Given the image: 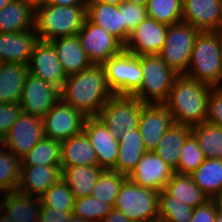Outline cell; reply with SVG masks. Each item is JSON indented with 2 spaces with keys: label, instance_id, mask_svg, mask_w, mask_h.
Wrapping results in <instances>:
<instances>
[{
  "label": "cell",
  "instance_id": "obj_49",
  "mask_svg": "<svg viewBox=\"0 0 222 222\" xmlns=\"http://www.w3.org/2000/svg\"><path fill=\"white\" fill-rule=\"evenodd\" d=\"M219 212H222V190L213 198Z\"/></svg>",
  "mask_w": 222,
  "mask_h": 222
},
{
  "label": "cell",
  "instance_id": "obj_10",
  "mask_svg": "<svg viewBox=\"0 0 222 222\" xmlns=\"http://www.w3.org/2000/svg\"><path fill=\"white\" fill-rule=\"evenodd\" d=\"M59 100V88L28 73L19 100L22 113L43 119Z\"/></svg>",
  "mask_w": 222,
  "mask_h": 222
},
{
  "label": "cell",
  "instance_id": "obj_59",
  "mask_svg": "<svg viewBox=\"0 0 222 222\" xmlns=\"http://www.w3.org/2000/svg\"><path fill=\"white\" fill-rule=\"evenodd\" d=\"M36 222H44V221L40 218Z\"/></svg>",
  "mask_w": 222,
  "mask_h": 222
},
{
  "label": "cell",
  "instance_id": "obj_21",
  "mask_svg": "<svg viewBox=\"0 0 222 222\" xmlns=\"http://www.w3.org/2000/svg\"><path fill=\"white\" fill-rule=\"evenodd\" d=\"M87 19L113 35L123 45L128 42L131 33L123 25L120 6L105 1L88 0Z\"/></svg>",
  "mask_w": 222,
  "mask_h": 222
},
{
  "label": "cell",
  "instance_id": "obj_18",
  "mask_svg": "<svg viewBox=\"0 0 222 222\" xmlns=\"http://www.w3.org/2000/svg\"><path fill=\"white\" fill-rule=\"evenodd\" d=\"M173 174L174 170L158 154L147 151L128 178L138 186L160 191Z\"/></svg>",
  "mask_w": 222,
  "mask_h": 222
},
{
  "label": "cell",
  "instance_id": "obj_54",
  "mask_svg": "<svg viewBox=\"0 0 222 222\" xmlns=\"http://www.w3.org/2000/svg\"><path fill=\"white\" fill-rule=\"evenodd\" d=\"M219 49H220V59H221V66H222V34L219 33Z\"/></svg>",
  "mask_w": 222,
  "mask_h": 222
},
{
  "label": "cell",
  "instance_id": "obj_25",
  "mask_svg": "<svg viewBox=\"0 0 222 222\" xmlns=\"http://www.w3.org/2000/svg\"><path fill=\"white\" fill-rule=\"evenodd\" d=\"M35 8L23 0H13L0 10V33L34 29Z\"/></svg>",
  "mask_w": 222,
  "mask_h": 222
},
{
  "label": "cell",
  "instance_id": "obj_37",
  "mask_svg": "<svg viewBox=\"0 0 222 222\" xmlns=\"http://www.w3.org/2000/svg\"><path fill=\"white\" fill-rule=\"evenodd\" d=\"M193 208L177 201L164 189L159 191L158 219L162 222H189L192 219Z\"/></svg>",
  "mask_w": 222,
  "mask_h": 222
},
{
  "label": "cell",
  "instance_id": "obj_11",
  "mask_svg": "<svg viewBox=\"0 0 222 222\" xmlns=\"http://www.w3.org/2000/svg\"><path fill=\"white\" fill-rule=\"evenodd\" d=\"M86 118L82 112L60 99L42 119L44 136L65 141L83 131Z\"/></svg>",
  "mask_w": 222,
  "mask_h": 222
},
{
  "label": "cell",
  "instance_id": "obj_41",
  "mask_svg": "<svg viewBox=\"0 0 222 222\" xmlns=\"http://www.w3.org/2000/svg\"><path fill=\"white\" fill-rule=\"evenodd\" d=\"M113 207L93 196L76 198L73 213L89 222H101Z\"/></svg>",
  "mask_w": 222,
  "mask_h": 222
},
{
  "label": "cell",
  "instance_id": "obj_36",
  "mask_svg": "<svg viewBox=\"0 0 222 222\" xmlns=\"http://www.w3.org/2000/svg\"><path fill=\"white\" fill-rule=\"evenodd\" d=\"M127 178L128 176L117 171L103 170L92 190L91 196L113 207L115 198Z\"/></svg>",
  "mask_w": 222,
  "mask_h": 222
},
{
  "label": "cell",
  "instance_id": "obj_27",
  "mask_svg": "<svg viewBox=\"0 0 222 222\" xmlns=\"http://www.w3.org/2000/svg\"><path fill=\"white\" fill-rule=\"evenodd\" d=\"M143 140L138 128L123 133L119 140L116 165L112 170L129 176L147 152Z\"/></svg>",
  "mask_w": 222,
  "mask_h": 222
},
{
  "label": "cell",
  "instance_id": "obj_43",
  "mask_svg": "<svg viewBox=\"0 0 222 222\" xmlns=\"http://www.w3.org/2000/svg\"><path fill=\"white\" fill-rule=\"evenodd\" d=\"M21 114L19 103H0V142Z\"/></svg>",
  "mask_w": 222,
  "mask_h": 222
},
{
  "label": "cell",
  "instance_id": "obj_39",
  "mask_svg": "<svg viewBox=\"0 0 222 222\" xmlns=\"http://www.w3.org/2000/svg\"><path fill=\"white\" fill-rule=\"evenodd\" d=\"M183 0H148L147 15L157 22L173 25L182 21Z\"/></svg>",
  "mask_w": 222,
  "mask_h": 222
},
{
  "label": "cell",
  "instance_id": "obj_17",
  "mask_svg": "<svg viewBox=\"0 0 222 222\" xmlns=\"http://www.w3.org/2000/svg\"><path fill=\"white\" fill-rule=\"evenodd\" d=\"M83 131L95 150L98 166L104 170H112L118 158L119 140L96 117L86 118Z\"/></svg>",
  "mask_w": 222,
  "mask_h": 222
},
{
  "label": "cell",
  "instance_id": "obj_16",
  "mask_svg": "<svg viewBox=\"0 0 222 222\" xmlns=\"http://www.w3.org/2000/svg\"><path fill=\"white\" fill-rule=\"evenodd\" d=\"M172 114L163 104L146 103L141 111L138 130L147 151H154L163 134L174 124Z\"/></svg>",
  "mask_w": 222,
  "mask_h": 222
},
{
  "label": "cell",
  "instance_id": "obj_6",
  "mask_svg": "<svg viewBox=\"0 0 222 222\" xmlns=\"http://www.w3.org/2000/svg\"><path fill=\"white\" fill-rule=\"evenodd\" d=\"M141 69L143 80L140 88L132 96L144 103L162 104L178 74L158 55L141 56Z\"/></svg>",
  "mask_w": 222,
  "mask_h": 222
},
{
  "label": "cell",
  "instance_id": "obj_45",
  "mask_svg": "<svg viewBox=\"0 0 222 222\" xmlns=\"http://www.w3.org/2000/svg\"><path fill=\"white\" fill-rule=\"evenodd\" d=\"M218 213L216 202L213 199L193 209L192 219L189 222H215Z\"/></svg>",
  "mask_w": 222,
  "mask_h": 222
},
{
  "label": "cell",
  "instance_id": "obj_1",
  "mask_svg": "<svg viewBox=\"0 0 222 222\" xmlns=\"http://www.w3.org/2000/svg\"><path fill=\"white\" fill-rule=\"evenodd\" d=\"M113 95L108 88L103 65L95 64L67 76L60 89V99L86 117H96Z\"/></svg>",
  "mask_w": 222,
  "mask_h": 222
},
{
  "label": "cell",
  "instance_id": "obj_24",
  "mask_svg": "<svg viewBox=\"0 0 222 222\" xmlns=\"http://www.w3.org/2000/svg\"><path fill=\"white\" fill-rule=\"evenodd\" d=\"M67 76L90 67L92 63L84 52L79 36L60 37L50 41Z\"/></svg>",
  "mask_w": 222,
  "mask_h": 222
},
{
  "label": "cell",
  "instance_id": "obj_35",
  "mask_svg": "<svg viewBox=\"0 0 222 222\" xmlns=\"http://www.w3.org/2000/svg\"><path fill=\"white\" fill-rule=\"evenodd\" d=\"M20 173L21 159L0 144V196L17 190Z\"/></svg>",
  "mask_w": 222,
  "mask_h": 222
},
{
  "label": "cell",
  "instance_id": "obj_58",
  "mask_svg": "<svg viewBox=\"0 0 222 222\" xmlns=\"http://www.w3.org/2000/svg\"><path fill=\"white\" fill-rule=\"evenodd\" d=\"M149 222H162V221H161V220H159V219H156V220L149 221Z\"/></svg>",
  "mask_w": 222,
  "mask_h": 222
},
{
  "label": "cell",
  "instance_id": "obj_44",
  "mask_svg": "<svg viewBox=\"0 0 222 222\" xmlns=\"http://www.w3.org/2000/svg\"><path fill=\"white\" fill-rule=\"evenodd\" d=\"M206 121L222 127V85L212 87Z\"/></svg>",
  "mask_w": 222,
  "mask_h": 222
},
{
  "label": "cell",
  "instance_id": "obj_14",
  "mask_svg": "<svg viewBox=\"0 0 222 222\" xmlns=\"http://www.w3.org/2000/svg\"><path fill=\"white\" fill-rule=\"evenodd\" d=\"M168 25L146 17L130 34L124 49L136 56L158 55L166 40Z\"/></svg>",
  "mask_w": 222,
  "mask_h": 222
},
{
  "label": "cell",
  "instance_id": "obj_23",
  "mask_svg": "<svg viewBox=\"0 0 222 222\" xmlns=\"http://www.w3.org/2000/svg\"><path fill=\"white\" fill-rule=\"evenodd\" d=\"M62 175L61 165L21 166L17 191L41 197Z\"/></svg>",
  "mask_w": 222,
  "mask_h": 222
},
{
  "label": "cell",
  "instance_id": "obj_51",
  "mask_svg": "<svg viewBox=\"0 0 222 222\" xmlns=\"http://www.w3.org/2000/svg\"><path fill=\"white\" fill-rule=\"evenodd\" d=\"M68 222H89V221L82 219L80 216H77L74 213H71V216Z\"/></svg>",
  "mask_w": 222,
  "mask_h": 222
},
{
  "label": "cell",
  "instance_id": "obj_7",
  "mask_svg": "<svg viewBox=\"0 0 222 222\" xmlns=\"http://www.w3.org/2000/svg\"><path fill=\"white\" fill-rule=\"evenodd\" d=\"M201 31L181 21L168 25L166 40L158 56L178 75H185L190 65L192 49Z\"/></svg>",
  "mask_w": 222,
  "mask_h": 222
},
{
  "label": "cell",
  "instance_id": "obj_42",
  "mask_svg": "<svg viewBox=\"0 0 222 222\" xmlns=\"http://www.w3.org/2000/svg\"><path fill=\"white\" fill-rule=\"evenodd\" d=\"M123 25L131 33L148 15L145 6L125 1L120 5Z\"/></svg>",
  "mask_w": 222,
  "mask_h": 222
},
{
  "label": "cell",
  "instance_id": "obj_52",
  "mask_svg": "<svg viewBox=\"0 0 222 222\" xmlns=\"http://www.w3.org/2000/svg\"><path fill=\"white\" fill-rule=\"evenodd\" d=\"M98 1H105L109 4H114L120 6L122 3H124L126 0H98Z\"/></svg>",
  "mask_w": 222,
  "mask_h": 222
},
{
  "label": "cell",
  "instance_id": "obj_3",
  "mask_svg": "<svg viewBox=\"0 0 222 222\" xmlns=\"http://www.w3.org/2000/svg\"><path fill=\"white\" fill-rule=\"evenodd\" d=\"M87 19V6L42 4L35 8V27L39 40L52 41L77 35Z\"/></svg>",
  "mask_w": 222,
  "mask_h": 222
},
{
  "label": "cell",
  "instance_id": "obj_40",
  "mask_svg": "<svg viewBox=\"0 0 222 222\" xmlns=\"http://www.w3.org/2000/svg\"><path fill=\"white\" fill-rule=\"evenodd\" d=\"M206 157L200 148L197 139L191 133L185 140L181 149L179 164L174 173L190 175L204 161Z\"/></svg>",
  "mask_w": 222,
  "mask_h": 222
},
{
  "label": "cell",
  "instance_id": "obj_57",
  "mask_svg": "<svg viewBox=\"0 0 222 222\" xmlns=\"http://www.w3.org/2000/svg\"><path fill=\"white\" fill-rule=\"evenodd\" d=\"M216 32H219L220 34H222V17H221V21Z\"/></svg>",
  "mask_w": 222,
  "mask_h": 222
},
{
  "label": "cell",
  "instance_id": "obj_2",
  "mask_svg": "<svg viewBox=\"0 0 222 222\" xmlns=\"http://www.w3.org/2000/svg\"><path fill=\"white\" fill-rule=\"evenodd\" d=\"M211 85L178 75L162 103L176 124L193 127L206 121Z\"/></svg>",
  "mask_w": 222,
  "mask_h": 222
},
{
  "label": "cell",
  "instance_id": "obj_31",
  "mask_svg": "<svg viewBox=\"0 0 222 222\" xmlns=\"http://www.w3.org/2000/svg\"><path fill=\"white\" fill-rule=\"evenodd\" d=\"M163 189L177 201H181L193 209L210 200L193 182L190 175L174 173Z\"/></svg>",
  "mask_w": 222,
  "mask_h": 222
},
{
  "label": "cell",
  "instance_id": "obj_30",
  "mask_svg": "<svg viewBox=\"0 0 222 222\" xmlns=\"http://www.w3.org/2000/svg\"><path fill=\"white\" fill-rule=\"evenodd\" d=\"M190 134L191 127L174 123L163 134L154 150L174 171L178 167L183 144Z\"/></svg>",
  "mask_w": 222,
  "mask_h": 222
},
{
  "label": "cell",
  "instance_id": "obj_20",
  "mask_svg": "<svg viewBox=\"0 0 222 222\" xmlns=\"http://www.w3.org/2000/svg\"><path fill=\"white\" fill-rule=\"evenodd\" d=\"M222 17V0H183L182 21L200 31H217Z\"/></svg>",
  "mask_w": 222,
  "mask_h": 222
},
{
  "label": "cell",
  "instance_id": "obj_46",
  "mask_svg": "<svg viewBox=\"0 0 222 222\" xmlns=\"http://www.w3.org/2000/svg\"><path fill=\"white\" fill-rule=\"evenodd\" d=\"M73 212L58 211L52 208L41 207V219L44 222H68Z\"/></svg>",
  "mask_w": 222,
  "mask_h": 222
},
{
  "label": "cell",
  "instance_id": "obj_50",
  "mask_svg": "<svg viewBox=\"0 0 222 222\" xmlns=\"http://www.w3.org/2000/svg\"><path fill=\"white\" fill-rule=\"evenodd\" d=\"M24 2L32 5L34 8L42 5V4H45L46 0H23Z\"/></svg>",
  "mask_w": 222,
  "mask_h": 222
},
{
  "label": "cell",
  "instance_id": "obj_56",
  "mask_svg": "<svg viewBox=\"0 0 222 222\" xmlns=\"http://www.w3.org/2000/svg\"><path fill=\"white\" fill-rule=\"evenodd\" d=\"M215 222H222V212L218 211Z\"/></svg>",
  "mask_w": 222,
  "mask_h": 222
},
{
  "label": "cell",
  "instance_id": "obj_53",
  "mask_svg": "<svg viewBox=\"0 0 222 222\" xmlns=\"http://www.w3.org/2000/svg\"><path fill=\"white\" fill-rule=\"evenodd\" d=\"M126 1L140 6H146L148 0H126Z\"/></svg>",
  "mask_w": 222,
  "mask_h": 222
},
{
  "label": "cell",
  "instance_id": "obj_12",
  "mask_svg": "<svg viewBox=\"0 0 222 222\" xmlns=\"http://www.w3.org/2000/svg\"><path fill=\"white\" fill-rule=\"evenodd\" d=\"M43 137L42 118L22 113L0 144L22 159Z\"/></svg>",
  "mask_w": 222,
  "mask_h": 222
},
{
  "label": "cell",
  "instance_id": "obj_19",
  "mask_svg": "<svg viewBox=\"0 0 222 222\" xmlns=\"http://www.w3.org/2000/svg\"><path fill=\"white\" fill-rule=\"evenodd\" d=\"M39 197L12 191L0 196V222H36L41 218Z\"/></svg>",
  "mask_w": 222,
  "mask_h": 222
},
{
  "label": "cell",
  "instance_id": "obj_5",
  "mask_svg": "<svg viewBox=\"0 0 222 222\" xmlns=\"http://www.w3.org/2000/svg\"><path fill=\"white\" fill-rule=\"evenodd\" d=\"M113 208L120 210L132 222H149L158 219L159 191L138 186L127 178Z\"/></svg>",
  "mask_w": 222,
  "mask_h": 222
},
{
  "label": "cell",
  "instance_id": "obj_34",
  "mask_svg": "<svg viewBox=\"0 0 222 222\" xmlns=\"http://www.w3.org/2000/svg\"><path fill=\"white\" fill-rule=\"evenodd\" d=\"M206 158L222 159V127L207 121L191 127Z\"/></svg>",
  "mask_w": 222,
  "mask_h": 222
},
{
  "label": "cell",
  "instance_id": "obj_48",
  "mask_svg": "<svg viewBox=\"0 0 222 222\" xmlns=\"http://www.w3.org/2000/svg\"><path fill=\"white\" fill-rule=\"evenodd\" d=\"M45 3L61 6H87L88 0H46Z\"/></svg>",
  "mask_w": 222,
  "mask_h": 222
},
{
  "label": "cell",
  "instance_id": "obj_55",
  "mask_svg": "<svg viewBox=\"0 0 222 222\" xmlns=\"http://www.w3.org/2000/svg\"><path fill=\"white\" fill-rule=\"evenodd\" d=\"M13 0H0V10Z\"/></svg>",
  "mask_w": 222,
  "mask_h": 222
},
{
  "label": "cell",
  "instance_id": "obj_29",
  "mask_svg": "<svg viewBox=\"0 0 222 222\" xmlns=\"http://www.w3.org/2000/svg\"><path fill=\"white\" fill-rule=\"evenodd\" d=\"M61 178L72 191L74 198L89 196L104 170L100 166H74L61 168Z\"/></svg>",
  "mask_w": 222,
  "mask_h": 222
},
{
  "label": "cell",
  "instance_id": "obj_15",
  "mask_svg": "<svg viewBox=\"0 0 222 222\" xmlns=\"http://www.w3.org/2000/svg\"><path fill=\"white\" fill-rule=\"evenodd\" d=\"M30 74L61 89L67 78L50 41L39 40L28 63Z\"/></svg>",
  "mask_w": 222,
  "mask_h": 222
},
{
  "label": "cell",
  "instance_id": "obj_47",
  "mask_svg": "<svg viewBox=\"0 0 222 222\" xmlns=\"http://www.w3.org/2000/svg\"><path fill=\"white\" fill-rule=\"evenodd\" d=\"M101 222H132L120 210L112 209Z\"/></svg>",
  "mask_w": 222,
  "mask_h": 222
},
{
  "label": "cell",
  "instance_id": "obj_28",
  "mask_svg": "<svg viewBox=\"0 0 222 222\" xmlns=\"http://www.w3.org/2000/svg\"><path fill=\"white\" fill-rule=\"evenodd\" d=\"M28 73V65L0 63V103H19Z\"/></svg>",
  "mask_w": 222,
  "mask_h": 222
},
{
  "label": "cell",
  "instance_id": "obj_33",
  "mask_svg": "<svg viewBox=\"0 0 222 222\" xmlns=\"http://www.w3.org/2000/svg\"><path fill=\"white\" fill-rule=\"evenodd\" d=\"M62 142L43 137L21 159V166L61 165Z\"/></svg>",
  "mask_w": 222,
  "mask_h": 222
},
{
  "label": "cell",
  "instance_id": "obj_9",
  "mask_svg": "<svg viewBox=\"0 0 222 222\" xmlns=\"http://www.w3.org/2000/svg\"><path fill=\"white\" fill-rule=\"evenodd\" d=\"M145 104L134 96L113 95L102 106L96 118L109 128L115 139L120 140L123 133L138 128Z\"/></svg>",
  "mask_w": 222,
  "mask_h": 222
},
{
  "label": "cell",
  "instance_id": "obj_13",
  "mask_svg": "<svg viewBox=\"0 0 222 222\" xmlns=\"http://www.w3.org/2000/svg\"><path fill=\"white\" fill-rule=\"evenodd\" d=\"M77 35L88 59L95 65H103L110 57L124 49V45L117 38L88 19Z\"/></svg>",
  "mask_w": 222,
  "mask_h": 222
},
{
  "label": "cell",
  "instance_id": "obj_26",
  "mask_svg": "<svg viewBox=\"0 0 222 222\" xmlns=\"http://www.w3.org/2000/svg\"><path fill=\"white\" fill-rule=\"evenodd\" d=\"M97 166V157L86 133L82 131L62 141L61 168Z\"/></svg>",
  "mask_w": 222,
  "mask_h": 222
},
{
  "label": "cell",
  "instance_id": "obj_4",
  "mask_svg": "<svg viewBox=\"0 0 222 222\" xmlns=\"http://www.w3.org/2000/svg\"><path fill=\"white\" fill-rule=\"evenodd\" d=\"M185 75L211 86L222 85L219 32L201 31L199 33Z\"/></svg>",
  "mask_w": 222,
  "mask_h": 222
},
{
  "label": "cell",
  "instance_id": "obj_32",
  "mask_svg": "<svg viewBox=\"0 0 222 222\" xmlns=\"http://www.w3.org/2000/svg\"><path fill=\"white\" fill-rule=\"evenodd\" d=\"M190 176L200 190L213 199L222 190V159L206 158Z\"/></svg>",
  "mask_w": 222,
  "mask_h": 222
},
{
  "label": "cell",
  "instance_id": "obj_8",
  "mask_svg": "<svg viewBox=\"0 0 222 222\" xmlns=\"http://www.w3.org/2000/svg\"><path fill=\"white\" fill-rule=\"evenodd\" d=\"M103 68L108 88L114 95L132 96L140 88L143 80L141 56L123 49L110 57Z\"/></svg>",
  "mask_w": 222,
  "mask_h": 222
},
{
  "label": "cell",
  "instance_id": "obj_22",
  "mask_svg": "<svg viewBox=\"0 0 222 222\" xmlns=\"http://www.w3.org/2000/svg\"><path fill=\"white\" fill-rule=\"evenodd\" d=\"M39 37L35 29L17 33H0V63L28 65Z\"/></svg>",
  "mask_w": 222,
  "mask_h": 222
},
{
  "label": "cell",
  "instance_id": "obj_38",
  "mask_svg": "<svg viewBox=\"0 0 222 222\" xmlns=\"http://www.w3.org/2000/svg\"><path fill=\"white\" fill-rule=\"evenodd\" d=\"M39 198L44 207L58 211L73 212L75 198L62 178L51 185Z\"/></svg>",
  "mask_w": 222,
  "mask_h": 222
}]
</instances>
